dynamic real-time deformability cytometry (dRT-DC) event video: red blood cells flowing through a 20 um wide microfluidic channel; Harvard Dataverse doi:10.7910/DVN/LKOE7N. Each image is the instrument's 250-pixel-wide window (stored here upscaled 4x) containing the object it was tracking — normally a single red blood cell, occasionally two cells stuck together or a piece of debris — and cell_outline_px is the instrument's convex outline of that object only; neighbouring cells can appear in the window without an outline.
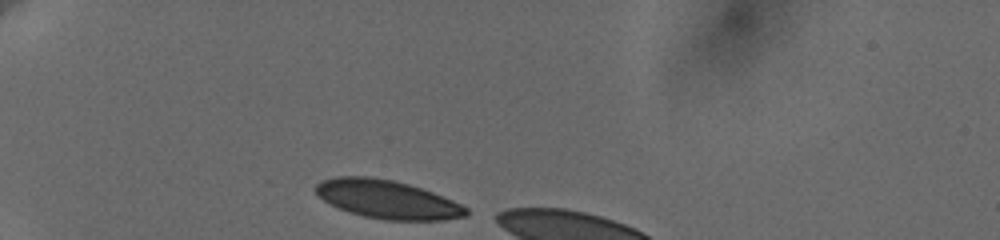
{"species": "human", "species_latin": "Homo sapiens", "temperature_condition": "cold", "stored_images_in_passage": 7, "camera_frame_rate_fps": 3000, "um_per_image_px": 0.085, "donor": {"sex": "female"}, "frame": {"image": 1, "passage_image": 1, "time_ms": 0.0, "image_size_px": [1000, 240], "cell_outline_px": [[468, 216], [444, 220], [384, 220], [364, 216], [348, 212], [324, 200], [312, 188], [316, 184], [324, 180], [336, 176], [368, 176], [392, 180], [408, 184], [432, 192], [452, 200], [468, 208]], "centroid_in_image_um": [32.92, 16.95], "position_along_channel_um": 52.1, "area_um2": 33.52}}